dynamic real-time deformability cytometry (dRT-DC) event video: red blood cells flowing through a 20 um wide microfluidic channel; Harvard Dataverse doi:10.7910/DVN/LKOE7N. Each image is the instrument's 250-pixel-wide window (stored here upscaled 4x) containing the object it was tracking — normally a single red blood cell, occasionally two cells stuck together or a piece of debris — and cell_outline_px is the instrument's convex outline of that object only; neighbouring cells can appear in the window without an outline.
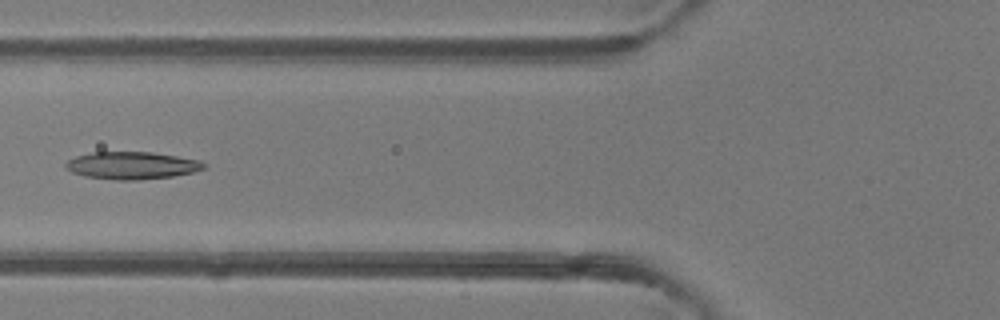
{"species": "common noctule bat (a hibernating species)", "species_latin": "Nyctalus noctula", "temperature_condition": "room temperature", "stored_images_in_passage": 8, "camera_frame_rate_fps": 3000, "um_per_image_px": 0.085, "animal": {"sex": "female"}, "frame": {"image": 1, "passage_image": 6, "time_ms": 6.0, "image_size_px": [1000, 320], "cell_outline_px": [[208, 164], [204, 168], [192, 172], [172, 176], [140, 180], [116, 180], [84, 176], [72, 172], [64, 168], [64, 164], [68, 160], [76, 156], [92, 152], [152, 152], [200, 160]], "centroid_in_image_um": [11.19, 14.06], "position_along_channel_um": 114.6, "area_um2": 22.14}}
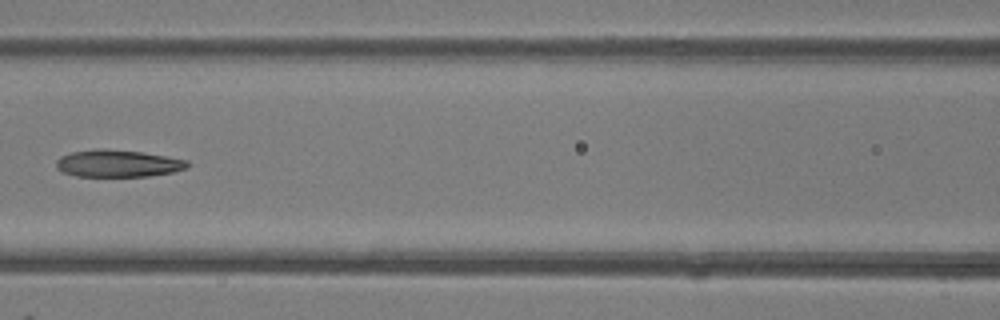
{"frame": {"image": 2, "passage_image": 7, "time_ms": 7.0, "image_size_px": [1000, 320], "cell_outline_px": [[188, 168], [172, 172], [148, 176], [76, 176], [64, 172], [56, 168], [56, 160], [60, 156], [72, 152], [96, 148], [104, 148], [140, 152], [188, 160]], "centroid_in_image_um": [9.99, 13.89], "position_along_channel_um": 156.6, "area_um2": 20.69}}
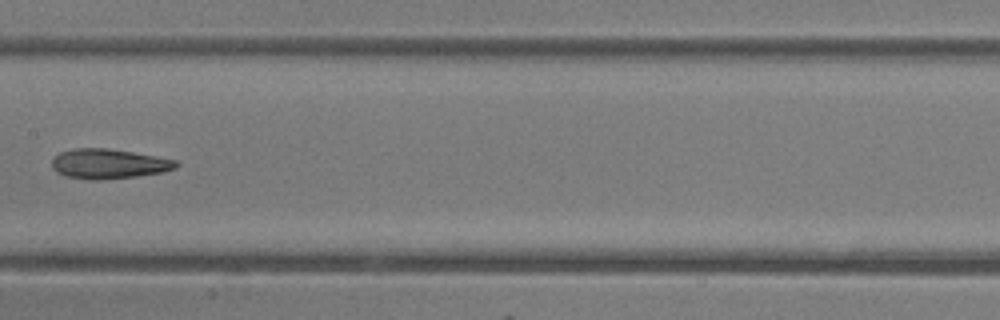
{"frame": {"image": 3, "passage_image": 8, "time_ms": 8.0, "image_size_px": [1000, 320], "cell_outline_px": [[180, 164], [176, 168], [160, 172], [136, 176], [100, 180], [88, 180], [64, 176], [56, 172], [52, 168], [52, 160], [60, 152], [76, 148], [108, 148], [156, 156], [176, 160]], "centroid_in_image_um": [9.21, 13.93], "position_along_channel_um": 198.2, "area_um2": 21.56}}